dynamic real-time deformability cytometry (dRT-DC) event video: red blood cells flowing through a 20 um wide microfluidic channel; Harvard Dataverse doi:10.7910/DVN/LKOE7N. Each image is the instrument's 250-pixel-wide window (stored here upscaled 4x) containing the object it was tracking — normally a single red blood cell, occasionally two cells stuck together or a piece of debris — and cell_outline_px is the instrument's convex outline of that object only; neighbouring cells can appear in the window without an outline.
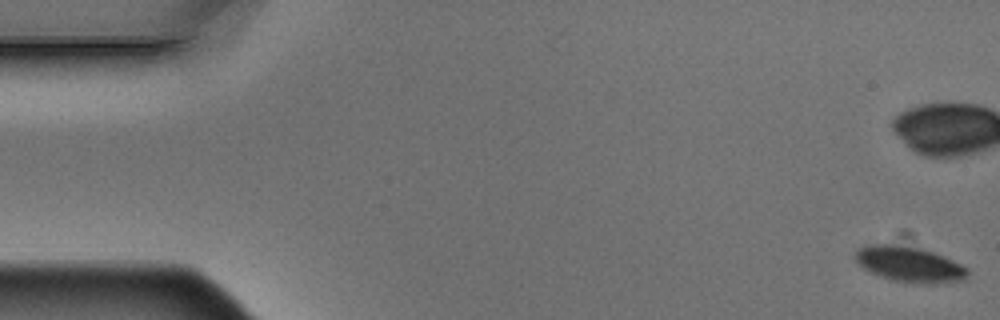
{"species": "Egyptian fruit bat (a non-hibernating species)", "species_latin": "Rousettus aegyptiacus", "temperature_condition": "warm", "stored_images_in_passage": 6, "camera_frame_rate_fps": 3000, "um_per_image_px": 0.085, "animal": {"sex": "male"}, "frame": {"image": 1, "passage_image": 1, "time_ms": 0.0, "image_size_px": [1000, 320], "cell_outline_px": [[968, 276], [964, 280], [936, 284], [920, 284], [892, 280], [872, 272], [864, 268], [852, 256], [860, 248], [868, 244], [892, 244], [920, 248], [932, 252], [960, 264], [968, 268]], "centroid_in_image_um": [77.31, 22.47], "position_along_channel_um": 7.7, "area_um2": 23.06}}